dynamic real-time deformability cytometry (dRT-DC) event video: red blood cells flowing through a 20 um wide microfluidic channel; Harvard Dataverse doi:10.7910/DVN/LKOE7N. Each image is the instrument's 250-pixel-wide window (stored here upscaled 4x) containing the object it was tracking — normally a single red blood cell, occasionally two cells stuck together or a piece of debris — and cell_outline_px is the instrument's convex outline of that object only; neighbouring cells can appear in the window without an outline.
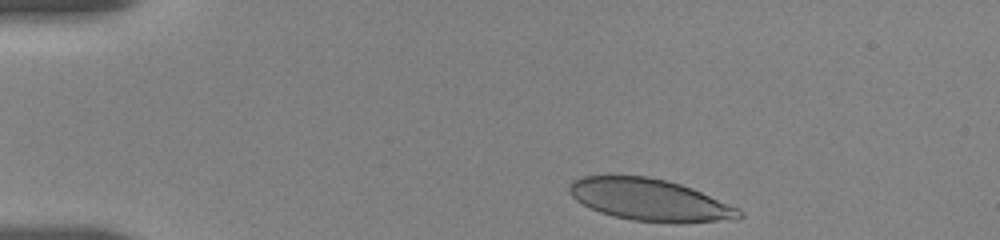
{"species": "human", "species_latin": "Homo sapiens", "temperature_condition": "room temperature", "stored_images_in_passage": 25, "camera_frame_rate_fps": 3000, "um_per_image_px": 0.085, "donor": {"sex": "female"}, "frame": {"image": 1, "passage_image": 1, "time_ms": 0.0, "image_size_px": [1000, 240], "cell_outline_px": [[744, 216], [736, 220], [680, 224], [676, 224], [632, 220], [612, 216], [600, 212], [576, 200], [568, 192], [568, 184], [572, 180], [584, 176], [648, 176], [680, 184], [692, 188], [740, 208], [744, 212]], "centroid_in_image_um": [55.3, 17.02], "position_along_channel_um": 29.7, "area_um2": 42.02}}
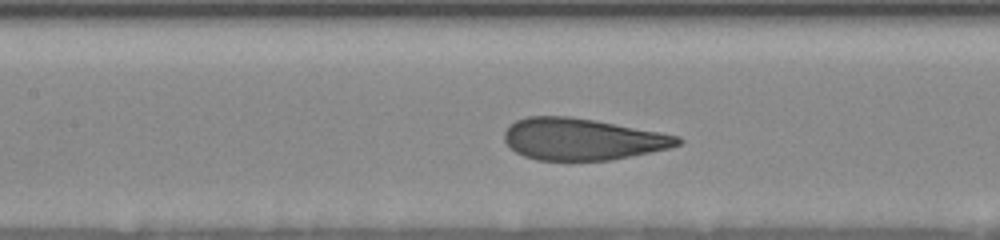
{"frame": {"image": 2, "passage_image": 15, "time_ms": 5.333, "image_size_px": [1000, 240], "cell_outline_px": [[684, 140], [680, 144], [668, 148], [612, 160], [536, 160], [524, 156], [516, 152], [504, 140], [504, 132], [516, 120], [528, 116], [568, 116], [592, 120], [660, 132], [680, 136]], "centroid_in_image_um": [49.49, 11.83], "position_along_channel_um": 157.9, "area_um2": 41.79}}
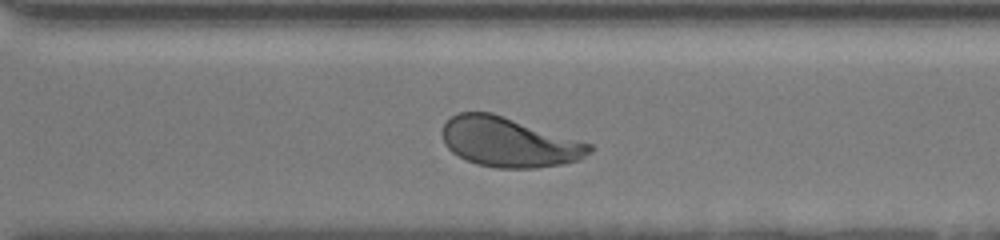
{"frame": {"image": 3, "passage_image": 25, "time_ms": 10.0, "image_size_px": [1000, 240], "cell_outline_px": [[596, 148], [592, 152], [580, 160], [560, 164], [536, 168], [496, 168], [476, 164], [452, 152], [444, 144], [440, 132], [444, 124], [452, 116], [460, 112], [492, 112], [592, 144]], "centroid_in_image_um": [43.27, 12.08], "position_along_channel_um": 327.3, "area_um2": 42.71}}